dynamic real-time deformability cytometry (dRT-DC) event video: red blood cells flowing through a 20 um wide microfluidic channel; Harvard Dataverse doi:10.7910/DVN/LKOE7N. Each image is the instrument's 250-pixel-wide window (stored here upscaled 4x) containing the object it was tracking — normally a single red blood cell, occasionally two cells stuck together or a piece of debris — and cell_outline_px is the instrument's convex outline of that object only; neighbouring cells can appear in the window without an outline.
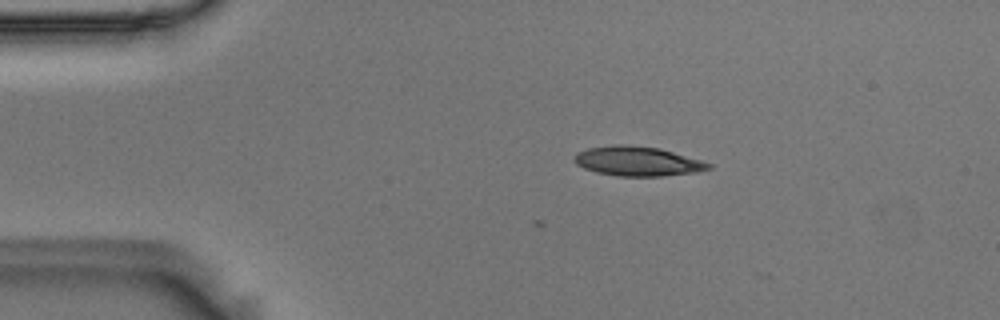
{"species": "Egyptian fruit bat (a non-hibernating species)", "species_latin": "Rousettus aegyptiacus", "temperature_condition": "room temperature", "stored_images_in_passage": 3, "camera_frame_rate_fps": 3000, "um_per_image_px": 0.085, "animal": {"sex": "male"}, "frame": {"image": 1, "passage_image": 3, "time_ms": 0.667, "image_size_px": [1000, 320], "cell_outline_px": [[712, 168], [696, 172], [660, 176], [616, 176], [596, 172], [584, 168], [576, 164], [572, 160], [576, 152], [588, 148], [616, 144], [628, 144], [660, 148], [700, 160], [712, 164]], "centroid_in_image_um": [54.15, 13.7], "position_along_channel_um": 30.9, "area_um2": 23.18}}